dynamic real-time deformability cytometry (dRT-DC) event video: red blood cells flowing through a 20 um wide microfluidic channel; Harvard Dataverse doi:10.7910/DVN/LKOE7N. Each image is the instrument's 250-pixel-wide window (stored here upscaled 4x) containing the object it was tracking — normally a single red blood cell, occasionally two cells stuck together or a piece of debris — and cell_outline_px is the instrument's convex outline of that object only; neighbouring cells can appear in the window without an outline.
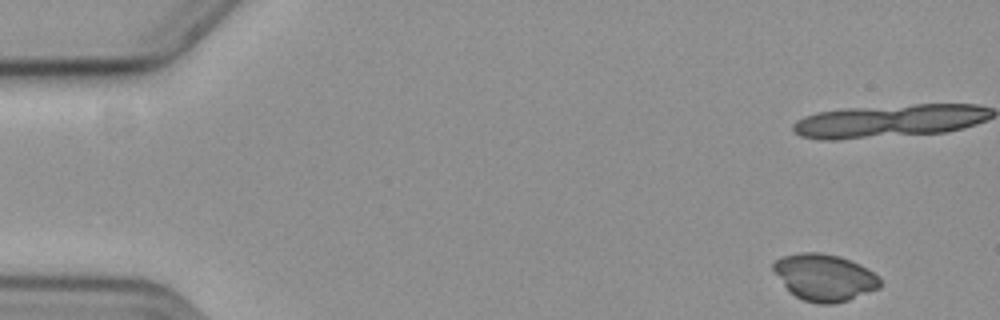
{"species": "common noctule bat (a hibernating species)", "species_latin": "Nyctalus noctula", "temperature_condition": "cold", "stored_images_in_passage": 23, "camera_frame_rate_fps": 3000, "um_per_image_px": 0.085, "animal": {"sex": "female", "body_mass_g": 19.3, "forearm_length_mm": 54.1}, "frame": {"image": 1, "passage_image": 1, "time_ms": 0.0, "image_size_px": [1000, 320], "cell_outline_px": [[880, 288], [848, 300], [832, 304], [816, 304], [804, 300], [788, 292], [772, 268], [772, 264], [776, 260], [784, 256], [800, 252], [820, 252], [840, 256], [860, 264], [868, 268], [880, 276]], "centroid_in_image_um": [70.09, 23.58], "position_along_channel_um": 14.9, "area_um2": 29.3}}